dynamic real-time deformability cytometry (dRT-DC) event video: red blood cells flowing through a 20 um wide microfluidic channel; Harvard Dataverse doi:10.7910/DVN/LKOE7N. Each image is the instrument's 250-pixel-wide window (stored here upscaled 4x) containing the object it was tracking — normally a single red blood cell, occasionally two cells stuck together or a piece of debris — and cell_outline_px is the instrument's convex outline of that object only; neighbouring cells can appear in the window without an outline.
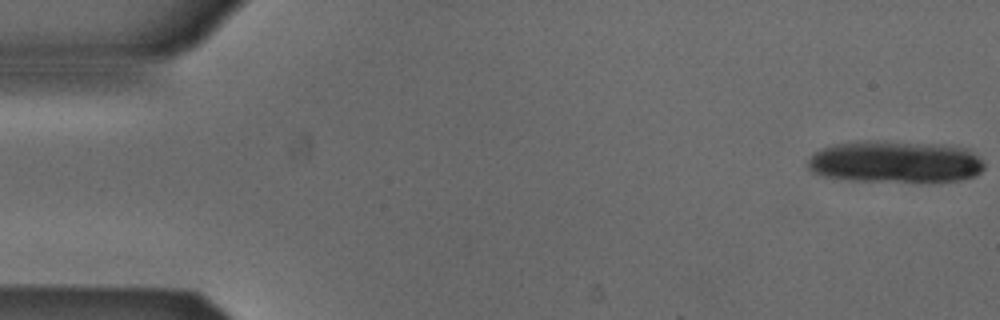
{"species": "Egyptian fruit bat (a non-hibernating species)", "species_latin": "Rousettus aegyptiacus", "temperature_condition": "cold", "stored_images_in_passage": 13, "camera_frame_rate_fps": 3000, "um_per_image_px": 0.085, "animal": {"sex": "male"}, "frame": {"image": 1, "passage_image": 1, "time_ms": 0.0, "image_size_px": [1000, 320], "cell_outline_px": [[984, 168], [976, 176], [960, 180], [932, 184], [920, 184], [848, 180], [820, 176], [812, 172], [808, 168], [808, 160], [812, 152], [836, 144], [876, 140], [940, 144], [964, 148], [972, 152], [984, 164]], "centroid_in_image_um": [76.1, 13.81], "position_along_channel_um": 8.9, "area_um2": 44.39}}